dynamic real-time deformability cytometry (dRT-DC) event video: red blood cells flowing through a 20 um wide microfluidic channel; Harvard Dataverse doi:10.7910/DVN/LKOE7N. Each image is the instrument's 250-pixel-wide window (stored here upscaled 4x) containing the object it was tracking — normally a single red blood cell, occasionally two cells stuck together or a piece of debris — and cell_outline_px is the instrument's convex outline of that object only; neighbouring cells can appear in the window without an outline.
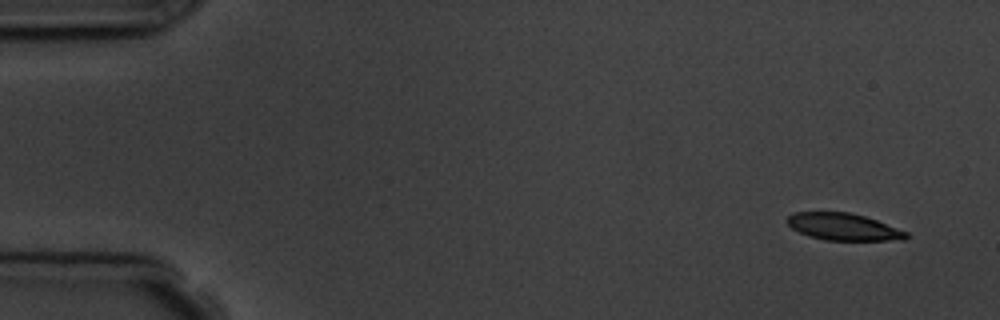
{"species": "common noctule bat (a hibernating species)", "species_latin": "Nyctalus noctula", "temperature_condition": "room temperature", "stored_images_in_passage": 4, "camera_frame_rate_fps": 3000, "um_per_image_px": 0.085, "animal": {"sex": "male", "body_mass_g": 19.5, "forearm_length_mm": 54.6}, "frame": {"image": 1, "passage_image": 1, "time_ms": 0.0, "image_size_px": [1000, 320], "cell_outline_px": [[908, 236], [904, 240], [824, 240], [808, 236], [792, 228], [784, 220], [792, 212], [848, 212], [864, 216], [876, 220], [908, 232]], "centroid_in_image_um": [71.65, 19.28], "position_along_channel_um": 13.3, "area_um2": 18.73}}
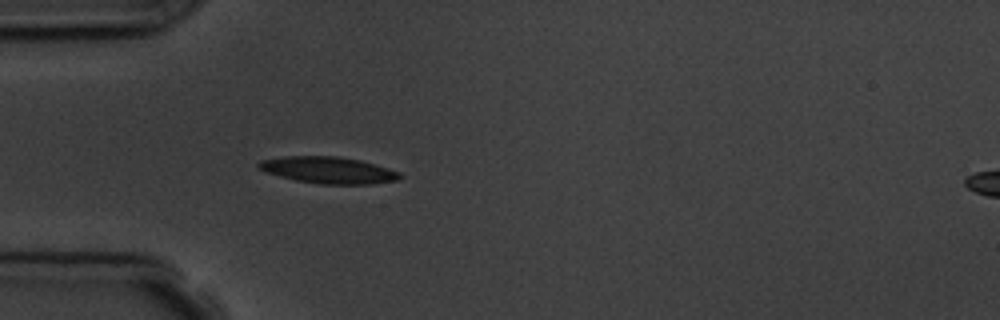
{"frame": {"image": 2, "passage_image": 4, "time_ms": 4.333, "image_size_px": [1000, 320], "cell_outline_px": [[404, 176], [396, 180], [372, 184], [320, 184], [296, 180], [264, 172], [256, 168], [256, 164], [260, 160], [284, 156], [340, 156], [360, 160], [388, 168], [400, 172]], "centroid_in_image_um": [27.88, 14.45], "position_along_channel_um": 57.1, "area_um2": 22.08}}